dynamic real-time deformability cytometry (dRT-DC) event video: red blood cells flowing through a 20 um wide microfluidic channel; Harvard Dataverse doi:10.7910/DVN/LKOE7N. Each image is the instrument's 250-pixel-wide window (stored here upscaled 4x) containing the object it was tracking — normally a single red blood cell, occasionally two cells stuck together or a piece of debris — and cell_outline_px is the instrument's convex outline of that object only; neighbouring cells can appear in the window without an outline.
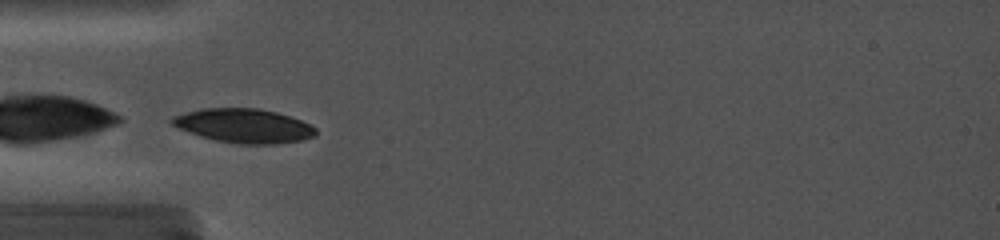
{"species": "common noctule bat (a hibernating species)", "species_latin": "Nyctalus noctula", "temperature_condition": "cold", "stored_images_in_passage": 20, "camera_frame_rate_fps": 5000, "um_per_image_px": 0.085, "animal": {"sex": "female", "body_mass_g": 19.0, "forearm_length_mm": 56.7}, "frame": {"image": 1, "passage_image": 1, "time_ms": 0.0, "image_size_px": [1000, 240], "cell_outline_px": [[316, 136], [300, 140], [276, 144], [240, 144], [216, 140], [200, 136], [180, 128], [172, 124], [168, 120], [172, 116], [204, 108], [256, 108], [276, 112], [300, 120], [316, 128]], "centroid_in_image_um": [20.72, 10.69], "position_along_channel_um": 64.3, "area_um2": 28.26}}